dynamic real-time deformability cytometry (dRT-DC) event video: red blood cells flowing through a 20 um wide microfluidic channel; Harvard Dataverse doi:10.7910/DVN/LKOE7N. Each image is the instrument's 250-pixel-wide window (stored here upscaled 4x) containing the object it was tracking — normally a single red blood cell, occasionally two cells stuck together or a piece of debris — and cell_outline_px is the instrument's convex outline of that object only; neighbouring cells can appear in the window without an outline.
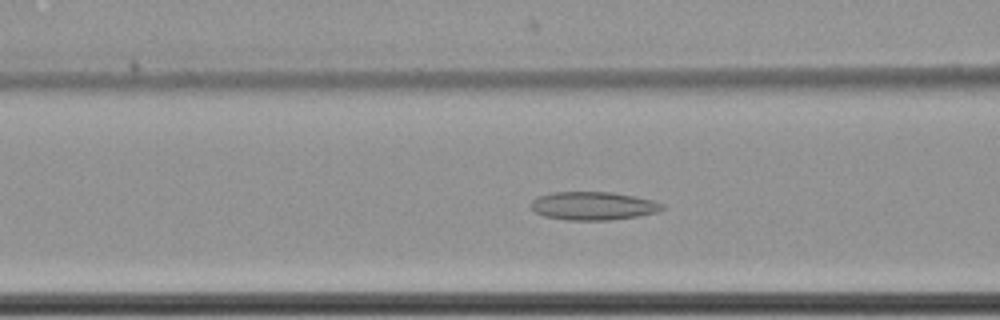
{"species": "common noctule bat (a hibernating species)", "species_latin": "Nyctalus noctula", "temperature_condition": "cold", "stored_images_in_passage": 54, "camera_frame_rate_fps": 3000, "um_per_image_px": 0.085, "animal": {"sex": "female", "body_mass_g": 22.7, "forearm_length_mm": 54.2}, "frame": {"image": 1, "passage_image": 19, "time_ms": 6.0, "image_size_px": [1000, 320], "cell_outline_px": [[664, 208], [656, 212], [636, 216], [608, 220], [568, 220], [544, 216], [536, 212], [532, 208], [532, 200], [536, 196], [552, 192], [612, 192], [636, 196], [652, 200], [664, 204]], "centroid_in_image_um": [50.41, 17.49], "position_along_channel_um": 116.2, "area_um2": 21.56}}
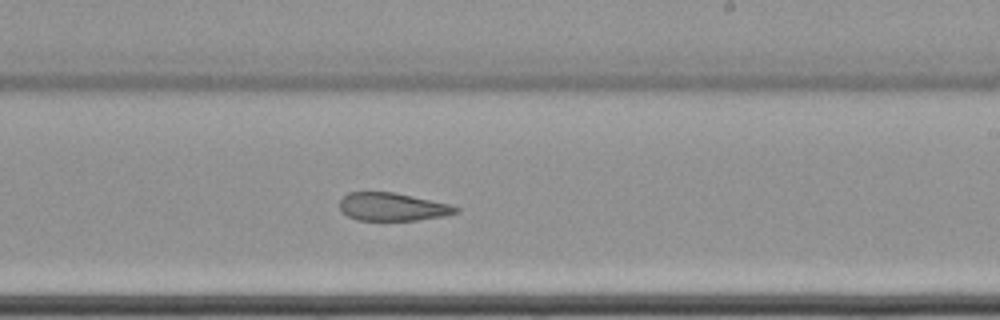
{"frame": {"image": 2, "passage_image": 31, "time_ms": 10.0, "image_size_px": [1000, 320], "cell_outline_px": [[460, 212], [444, 216], [416, 220], [356, 220], [348, 216], [340, 208], [340, 200], [348, 192], [392, 192], [412, 196], [448, 204], [460, 208]], "centroid_in_image_um": [33.36, 17.58], "position_along_channel_um": 255.6, "area_um2": 18.79}}
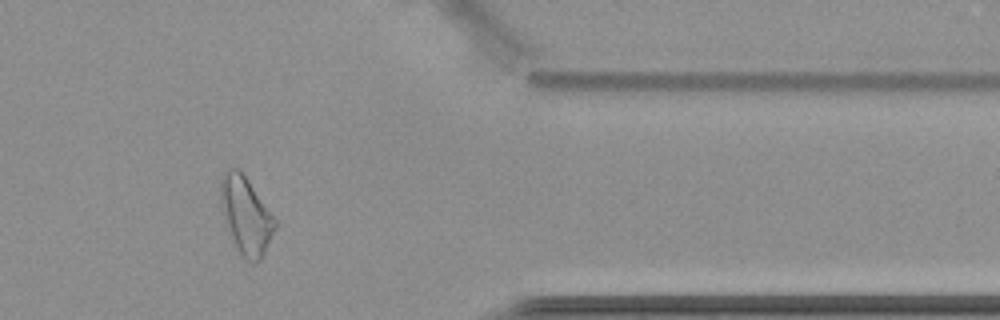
{"frame": {"image": 3, "passage_image": 44, "time_ms": 14.333, "image_size_px": [1000, 320], "cell_outline_px": [[276, 228], [260, 260], [256, 264], [252, 264], [244, 260], [240, 256], [232, 244], [224, 220], [220, 204], [220, 184], [224, 172], [228, 168], [236, 168], [248, 180], [276, 220]], "centroid_in_image_um": [20.87, 18.39], "position_along_channel_um": 390.5, "area_um2": 24.68}, "authors_computed_cell_mechanics": {"area_um2": 23.8136, "velocity_mm_per_s": 3.4938, "shape_relaxation_time_tau1_ms": null, "shape_relaxation_time_tau2_ms": 4.0805, "deformation_change_tau1": null, "deformation_change_tau2": 0.1165}}